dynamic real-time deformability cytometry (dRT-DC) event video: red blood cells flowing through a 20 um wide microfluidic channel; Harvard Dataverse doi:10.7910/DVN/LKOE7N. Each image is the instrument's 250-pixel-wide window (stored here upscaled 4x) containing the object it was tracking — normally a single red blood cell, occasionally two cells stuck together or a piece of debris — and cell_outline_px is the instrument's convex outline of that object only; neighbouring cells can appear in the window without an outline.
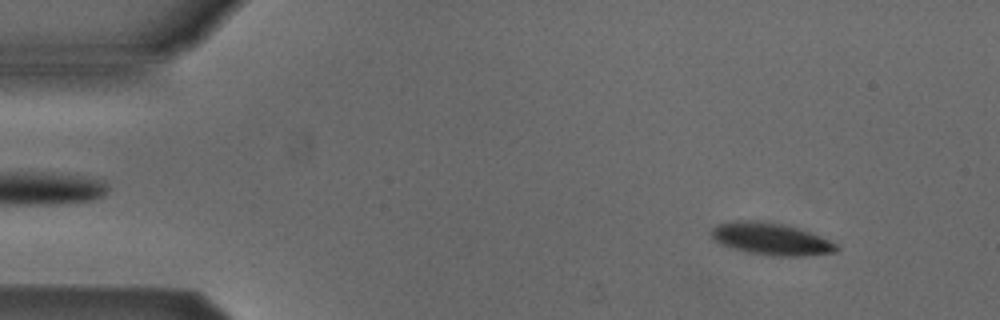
{"species": "Egyptian fruit bat (a non-hibernating species)", "species_latin": "Rousettus aegyptiacus", "temperature_condition": "cold", "stored_images_in_passage": 52, "camera_frame_rate_fps": 3000, "um_per_image_px": 0.085, "animal": {"sex": "male"}, "frame": {"image": 1, "passage_image": 5, "time_ms": 1.333, "image_size_px": [1000, 320], "cell_outline_px": [[840, 248], [836, 252], [804, 256], [772, 256], [748, 252], [732, 248], [720, 244], [712, 236], [712, 228], [716, 224], [736, 220], [756, 220], [780, 224], [796, 228], [820, 236], [836, 244]], "centroid_in_image_um": [65.52, 20.32], "position_along_channel_um": 19.5, "area_um2": 23.18}}
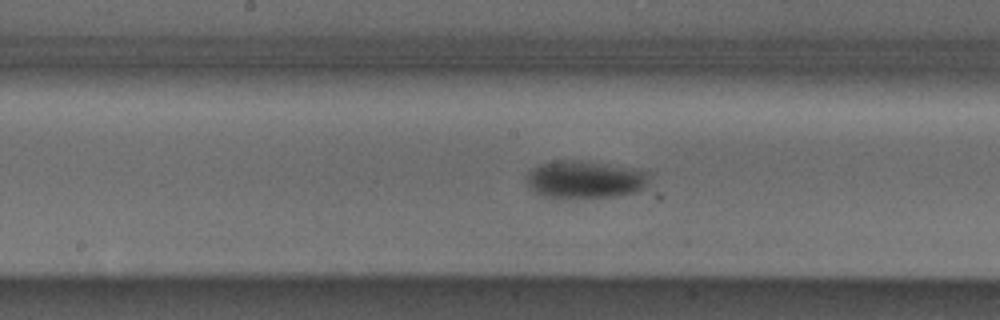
{"frame": {"image": 2, "passage_image": 26, "time_ms": 8.333, "image_size_px": [1000, 320], "cell_outline_px": [[648, 184], [644, 188], [636, 192], [616, 196], [544, 196], [536, 192], [528, 184], [528, 172], [532, 168], [540, 164], [552, 160], [572, 160], [648, 172]], "centroid_in_image_um": [49.69, 15.25], "position_along_channel_um": 198.5, "area_um2": 25.61}}
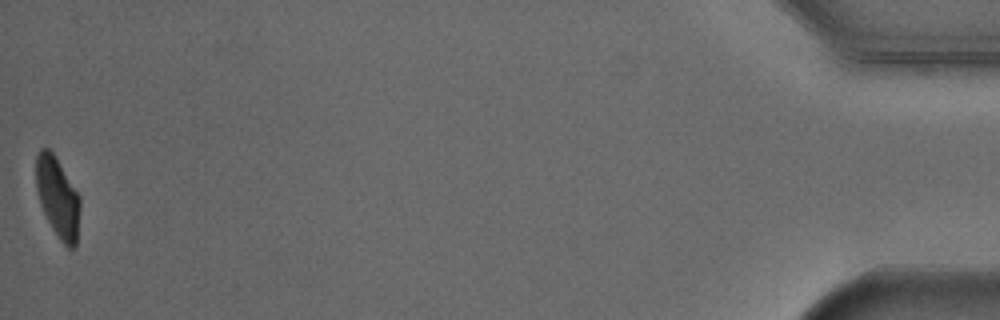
{"frame": {"image": 3, "passage_image": 52, "time_ms": 17.0, "image_size_px": [1000, 320], "cell_outline_px": [[80, 208], [76, 248], [68, 248], [60, 240], [52, 228], [40, 204], [36, 188], [36, 156], [40, 148], [48, 148], [52, 152], [80, 196]], "centroid_in_image_um": [4.91, 16.8], "position_along_channel_um": 430.3, "area_um2": 20.46}, "authors_computed_cell_mechanics": {"area_um2": 24.3049, "velocity_mm_per_s": 3.8451, "shape_relaxation_time_tau1_ms": 5.8914, "shape_relaxation_time_tau2_ms": 10.8969, "deformation_change_tau1": 0.1483, "deformation_change_tau2": 0.0956}}